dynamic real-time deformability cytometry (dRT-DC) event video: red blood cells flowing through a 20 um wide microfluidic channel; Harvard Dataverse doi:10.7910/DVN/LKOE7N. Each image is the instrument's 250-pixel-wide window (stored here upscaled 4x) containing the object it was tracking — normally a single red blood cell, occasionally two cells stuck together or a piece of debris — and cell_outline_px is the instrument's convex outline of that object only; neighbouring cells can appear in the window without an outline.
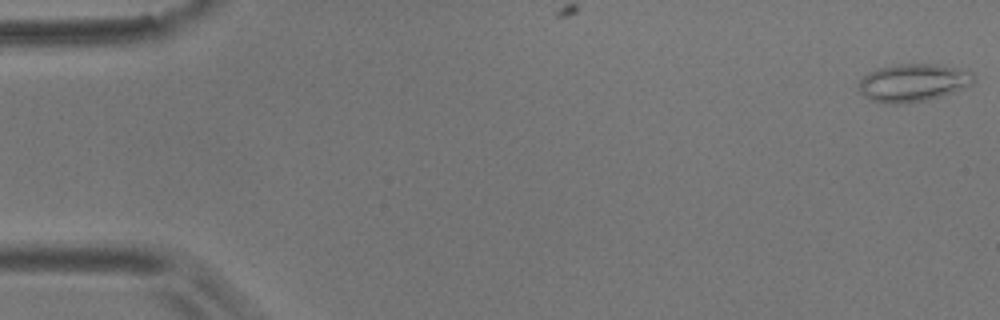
{"species": "common noctule bat (a hibernating species)", "species_latin": "Nyctalus noctula", "temperature_condition": "room temperature", "stored_images_in_passage": 8, "camera_frame_rate_fps": 3000, "um_per_image_px": 0.085, "animal": {"sex": "male", "body_mass_g": 17.9}, "frame": {"image": 1, "passage_image": 1, "time_ms": 0.0, "image_size_px": [1000, 320], "cell_outline_px": [[976, 80], [972, 84], [952, 92], [940, 96], [924, 100], [900, 104], [888, 104], [868, 100], [860, 92], [856, 84], [868, 72], [876, 68], [900, 64], [936, 64], [968, 68], [976, 76]], "centroid_in_image_um": [77.62, 7.01], "position_along_channel_um": 7.4, "area_um2": 25.78}}